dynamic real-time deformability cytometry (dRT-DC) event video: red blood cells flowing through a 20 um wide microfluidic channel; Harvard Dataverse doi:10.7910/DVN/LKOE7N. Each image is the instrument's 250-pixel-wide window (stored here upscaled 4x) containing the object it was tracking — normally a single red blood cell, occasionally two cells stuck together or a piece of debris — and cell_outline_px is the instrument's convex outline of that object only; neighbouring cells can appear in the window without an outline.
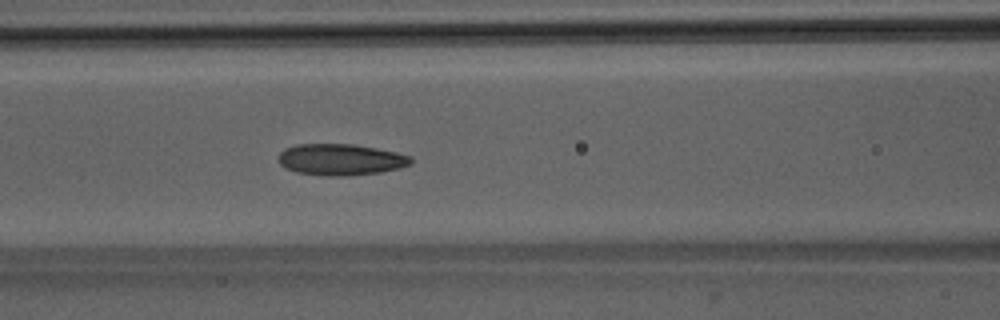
{"species": "Egyptian fruit bat (a non-hibernating species)", "species_latin": "Rousettus aegyptiacus", "temperature_condition": "room temperature", "stored_images_in_passage": 51, "camera_frame_rate_fps": 3000, "um_per_image_px": 0.085, "animal": {"sex": "male"}, "frame": {"image": 1, "passage_image": 22, "time_ms": 7.0, "image_size_px": [1000, 320], "cell_outline_px": [[412, 164], [400, 168], [380, 172], [348, 176], [328, 176], [296, 172], [280, 164], [280, 152], [284, 148], [296, 144], [352, 144], [376, 148], [396, 152], [412, 156]], "centroid_in_image_um": [28.99, 13.56], "position_along_channel_um": 137.6, "area_um2": 24.22}}
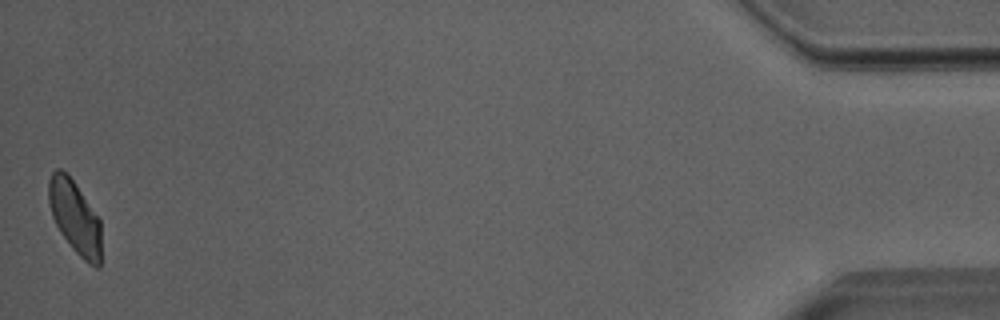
{"frame": {"image": 2, "passage_image": 51, "time_ms": 16.667, "image_size_px": [1000, 320], "cell_outline_px": [[100, 268], [96, 268], [88, 264], [72, 248], [60, 232], [52, 216], [48, 200], [48, 180], [52, 172], [56, 168], [60, 168], [68, 172], [100, 220]], "centroid_in_image_um": [6.35, 18.43], "position_along_channel_um": 428.9, "area_um2": 22.48}, "authors_computed_cell_mechanics": {"area_um2": 23.987, "velocity_mm_per_s": 3.9819, "shape_relaxation_time_tau1_ms": null, "shape_relaxation_time_tau2_ms": 2.2492, "deformation_change_tau1": null, "deformation_change_tau2": 0.0738}}